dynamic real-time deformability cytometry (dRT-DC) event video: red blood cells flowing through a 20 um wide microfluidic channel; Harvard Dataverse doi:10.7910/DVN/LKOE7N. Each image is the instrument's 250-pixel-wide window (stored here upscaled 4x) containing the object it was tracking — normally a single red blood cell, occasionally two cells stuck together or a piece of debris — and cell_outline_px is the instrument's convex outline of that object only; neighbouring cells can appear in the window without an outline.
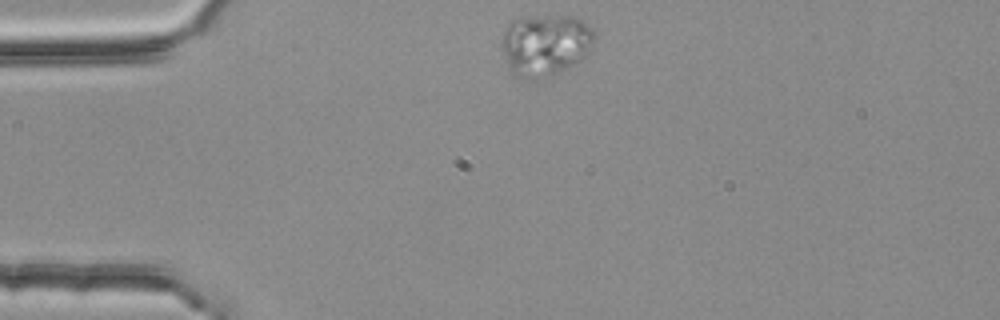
{"species": "common noctule bat (a hibernating species)", "species_latin": "Nyctalus noctula", "temperature_condition": "room temperature", "stored_images_in_passage": 2, "camera_frame_rate_fps": 3000, "um_per_image_px": 0.085, "animal": {"sex": "female", "body_mass_g": 25.1}, "frame": {"image": 1, "passage_image": 1, "time_ms": 0.0, "image_size_px": [1000, 320], "cell_outline_px": [[592, 40], [588, 52], [576, 64], [568, 68], [536, 80], [512, 80], [508, 72], [500, 44], [504, 28], [512, 20], [544, 16], [572, 16], [588, 24], [592, 28]], "centroid_in_image_um": [46.24, 3.88], "position_along_channel_um": 38.8, "area_um2": 33.81}}